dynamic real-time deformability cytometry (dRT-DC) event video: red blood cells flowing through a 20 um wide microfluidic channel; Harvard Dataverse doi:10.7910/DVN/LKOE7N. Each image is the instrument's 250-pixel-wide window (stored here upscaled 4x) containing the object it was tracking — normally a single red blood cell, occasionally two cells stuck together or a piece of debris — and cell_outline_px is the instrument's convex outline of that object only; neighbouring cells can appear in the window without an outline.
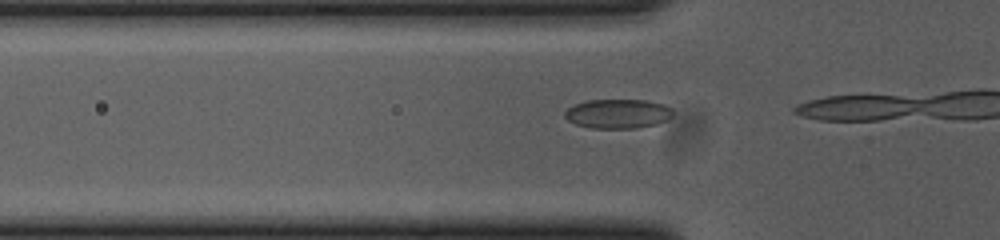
{"species": "common noctule bat (a hibernating species)", "species_latin": "Nyctalus noctula", "temperature_condition": "cold", "stored_images_in_passage": 16, "camera_frame_rate_fps": 3000, "um_per_image_px": 0.085, "animal": {"sex": "female", "body_mass_g": 23.0, "forearm_length_mm": 53.4}, "frame": {"image": 1, "passage_image": 14, "time_ms": 4.333, "image_size_px": [1000, 240], "cell_outline_px": [[672, 116], [668, 120], [656, 124], [636, 128], [588, 128], [576, 124], [568, 120], [564, 116], [564, 112], [572, 104], [588, 100], [644, 100], [664, 104], [672, 108]], "centroid_in_image_um": [52.5, 9.66], "position_along_channel_um": 73.3, "area_um2": 18.61}}